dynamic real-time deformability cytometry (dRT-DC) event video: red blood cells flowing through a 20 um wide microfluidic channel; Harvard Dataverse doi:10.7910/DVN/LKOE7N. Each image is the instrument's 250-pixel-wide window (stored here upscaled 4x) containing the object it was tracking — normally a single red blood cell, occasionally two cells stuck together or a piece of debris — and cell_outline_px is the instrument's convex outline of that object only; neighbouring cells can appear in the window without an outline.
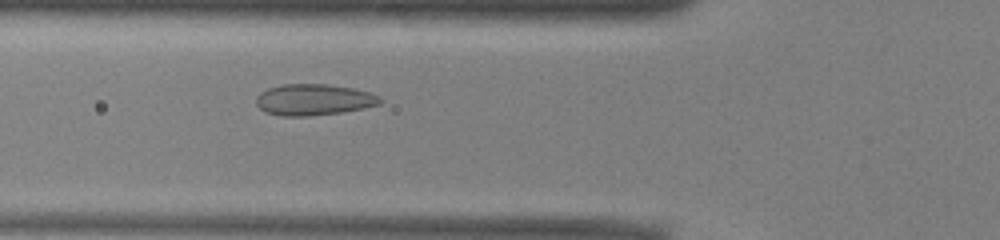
{"species": "common noctule bat (a hibernating species)", "species_latin": "Nyctalus noctula", "temperature_condition": "warm", "stored_images_in_passage": 27, "camera_frame_rate_fps": 3000, "um_per_image_px": 0.085, "animal": {"sex": "male", "body_mass_g": 13.0, "forearm_length_mm": 53.1}, "frame": {"image": 1, "passage_image": 4, "time_ms": 1.0, "image_size_px": [1000, 240], "cell_outline_px": [[384, 100], [380, 104], [364, 108], [340, 112], [308, 116], [280, 116], [264, 112], [256, 104], [256, 96], [260, 92], [268, 88], [284, 84], [328, 84], [352, 88], [368, 92], [380, 96]], "centroid_in_image_um": [26.65, 8.47], "position_along_channel_um": 99.1, "area_um2": 22.66}}
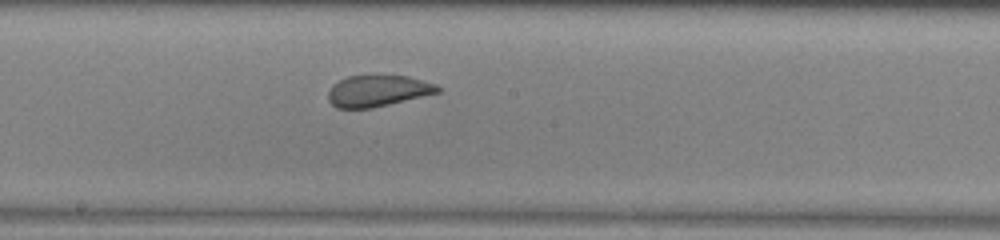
{"frame": {"image": 2, "passage_image": 13, "time_ms": 4.0, "image_size_px": [1000, 240], "cell_outline_px": [[444, 88], [440, 92], [372, 108], [336, 108], [328, 100], [328, 92], [332, 84], [348, 76], [408, 76], [424, 80], [436, 84]], "centroid_in_image_um": [32.13, 7.72], "position_along_channel_um": 216.1, "area_um2": 20.0}}
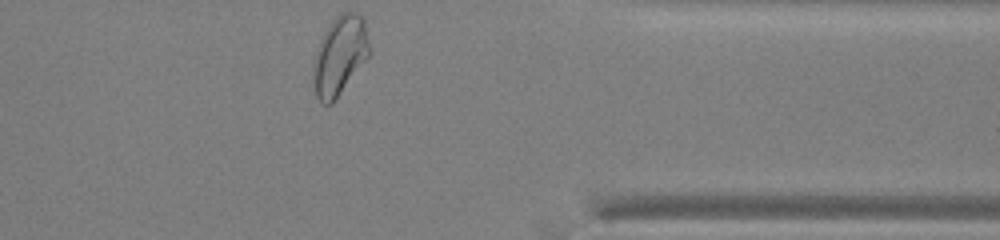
{"frame": {"image": 3, "passage_image": 27, "time_ms": 8.667, "image_size_px": [1000, 240], "cell_outline_px": [[368, 56], [332, 104], [324, 104], [316, 96], [312, 80], [316, 56], [320, 40], [324, 32], [332, 20], [340, 12], [352, 12], [360, 16], [364, 20], [368, 40]], "centroid_in_image_um": [28.86, 4.72], "position_along_channel_um": 382.5, "area_um2": 25.09}, "authors_computed_cell_mechanics": {"area_um2": 21.3282, "velocity_mm_per_s": 3.8984, "shape_relaxation_time_tau1_ms": 10.9247, "shape_relaxation_time_tau2_ms": 0.6146, "deformation_change_tau1": 0.2085, "deformation_change_tau2": 0.0747}}